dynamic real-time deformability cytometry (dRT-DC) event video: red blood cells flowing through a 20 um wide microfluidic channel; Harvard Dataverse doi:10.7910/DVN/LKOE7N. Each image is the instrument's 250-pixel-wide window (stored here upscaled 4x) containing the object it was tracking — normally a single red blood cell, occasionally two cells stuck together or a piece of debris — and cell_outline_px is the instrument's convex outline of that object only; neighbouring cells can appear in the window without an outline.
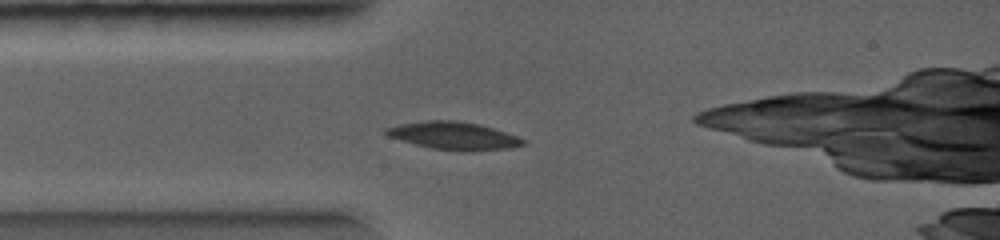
{"species": "common noctule bat (a hibernating species)", "species_latin": "Nyctalus noctula", "temperature_condition": "warm", "stored_images_in_passage": 9, "camera_frame_rate_fps": 5000, "um_per_image_px": 0.085, "animal": {"sex": "female", "body_mass_g": 19.0, "forearm_length_mm": 56.7}, "frame": {"image": 1, "passage_image": 6, "time_ms": 1.6, "image_size_px": [1000, 240], "cell_outline_px": [[528, 140], [524, 144], [508, 148], [460, 152], [432, 148], [416, 144], [388, 136], [384, 132], [384, 128], [400, 124], [424, 120], [456, 120], [480, 124]], "centroid_in_image_um": [38.55, 11.53], "position_along_channel_um": 46.4, "area_um2": 22.02}}